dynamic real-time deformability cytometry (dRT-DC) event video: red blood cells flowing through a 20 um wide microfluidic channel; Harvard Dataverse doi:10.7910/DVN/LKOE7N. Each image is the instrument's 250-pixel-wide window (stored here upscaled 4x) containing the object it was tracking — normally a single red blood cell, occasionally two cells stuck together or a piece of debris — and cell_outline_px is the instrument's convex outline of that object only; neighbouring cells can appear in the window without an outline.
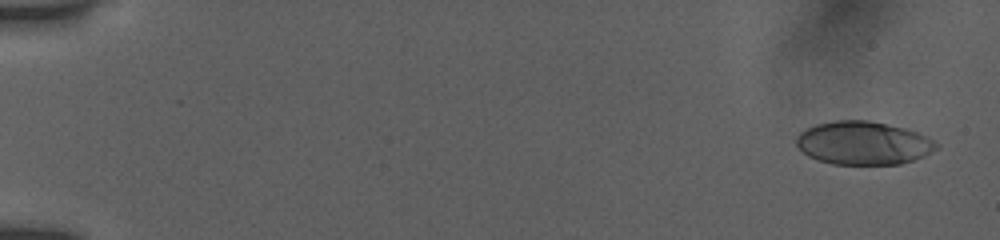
{"species": "human", "species_latin": "Homo sapiens", "temperature_condition": "room temperature", "stored_images_in_passage": 33, "camera_frame_rate_fps": 3000, "um_per_image_px": 0.085, "donor": {"sex": "female"}, "frame": {"image": 1, "passage_image": 2, "time_ms": 0.667, "image_size_px": [1000, 240], "cell_outline_px": [[940, 148], [924, 156], [900, 164], [832, 164], [816, 160], [808, 156], [796, 144], [796, 136], [800, 132], [816, 124], [836, 120], [868, 120], [904, 128], [916, 132], [940, 144]], "centroid_in_image_um": [73.38, 12.16], "position_along_channel_um": 11.6, "area_um2": 35.26}}
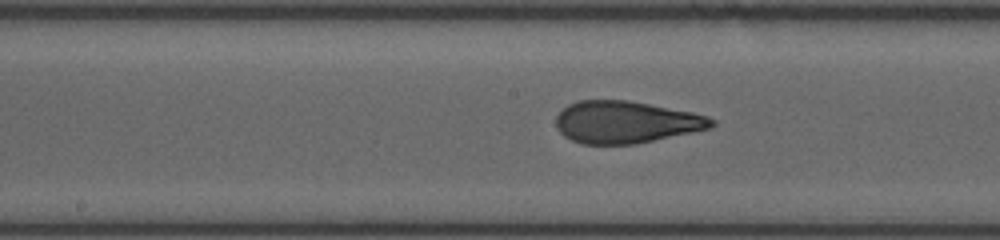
{"frame": {"image": 2, "passage_image": 19, "time_ms": 9.667, "image_size_px": [1000, 240], "cell_outline_px": [[716, 124], [712, 128], [636, 144], [580, 144], [564, 136], [556, 128], [556, 116], [568, 104], [580, 100], [628, 100], [692, 112], [708, 116], [716, 120]], "centroid_in_image_um": [53.21, 10.38], "position_along_channel_um": 195.0, "area_um2": 38.32}}
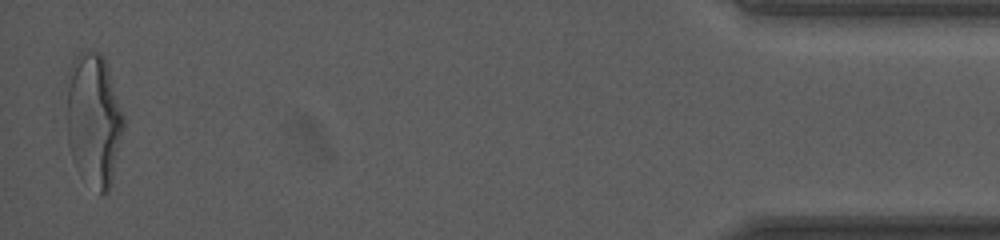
{"frame": {"image": 3, "passage_image": 33, "time_ms": 17.667, "image_size_px": [1000, 240], "cell_outline_px": [[124, 128], [112, 184], [108, 192], [104, 196], [100, 196], [72, 156], [68, 144], [68, 68], [76, 56], [80, 52], [100, 52], [104, 56], [124, 116]], "centroid_in_image_um": [8.01, 10.16], "position_along_channel_um": 427.2, "area_um2": 43.52}, "authors_computed_cell_mechanics": {"area_um2": 38.0902, "velocity_mm_per_s": 3.8827, "shape_relaxation_time_tau1_ms": 8.0043, "shape_relaxation_time_tau2_ms": 0.6864, "deformation_change_tau1": 0.2494, "deformation_change_tau2": 0.0752}}